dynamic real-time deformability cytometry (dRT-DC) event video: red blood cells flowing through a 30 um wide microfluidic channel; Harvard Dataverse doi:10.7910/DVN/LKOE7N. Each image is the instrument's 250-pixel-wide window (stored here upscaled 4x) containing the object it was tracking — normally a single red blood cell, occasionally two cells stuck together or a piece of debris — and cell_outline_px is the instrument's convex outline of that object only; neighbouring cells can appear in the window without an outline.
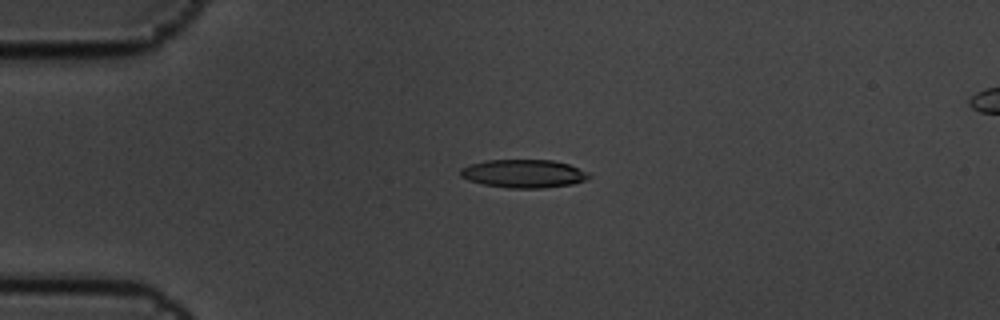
{"species": "common noctule bat (a hibernating species)", "species_latin": "Nyctalus noctula", "temperature_condition": "cold", "stored_images_in_passage": 6, "camera_frame_rate_fps": 3000, "um_per_image_px": 0.085, "animal": {"sex": "male", "body_mass_g": 19.5, "forearm_length_mm": 54.6}, "frame": {"image": 1, "passage_image": 4, "time_ms": 1.0, "image_size_px": [1000, 320], "cell_outline_px": [[592, 176], [584, 180], [572, 184], [544, 188], [508, 188], [484, 184], [468, 180], [460, 176], [460, 168], [472, 164], [488, 160], [552, 160], [568, 164], [588, 172]], "centroid_in_image_um": [44.51, 14.76], "position_along_channel_um": 40.5, "area_um2": 21.04}}